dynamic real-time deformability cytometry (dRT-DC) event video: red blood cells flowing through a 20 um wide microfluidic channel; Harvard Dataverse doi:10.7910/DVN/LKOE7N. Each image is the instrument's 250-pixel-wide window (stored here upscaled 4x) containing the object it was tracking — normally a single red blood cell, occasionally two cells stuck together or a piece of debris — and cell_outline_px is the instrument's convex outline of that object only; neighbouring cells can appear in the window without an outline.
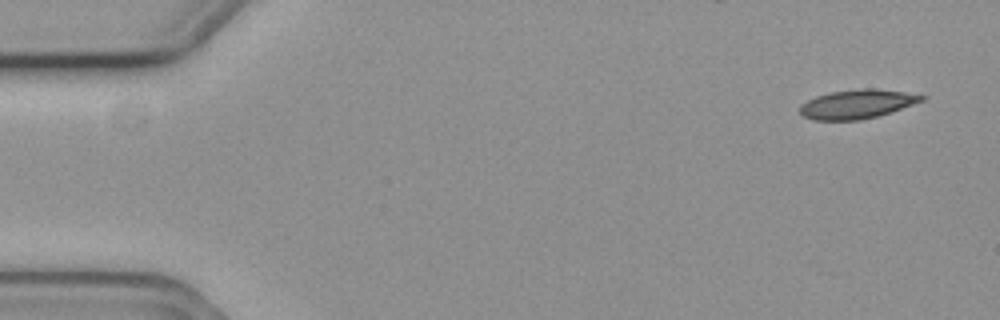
{"species": "common noctule bat (a hibernating species)", "species_latin": "Nyctalus noctula", "temperature_condition": "cold", "stored_images_in_passage": 5, "camera_frame_rate_fps": 3000, "um_per_image_px": 0.085, "animal": {"sex": "female", "body_mass_g": 19.3, "forearm_length_mm": 54.1}, "frame": {"image": 1, "passage_image": 1, "time_ms": 0.0, "image_size_px": [1000, 320], "cell_outline_px": [[928, 96], [924, 100], [876, 116], [860, 120], [812, 120], [804, 116], [800, 112], [800, 104], [816, 96], [828, 92], [860, 88], [872, 88], [904, 92]], "centroid_in_image_um": [72.81, 8.84], "position_along_channel_um": 12.2, "area_um2": 20.4}}
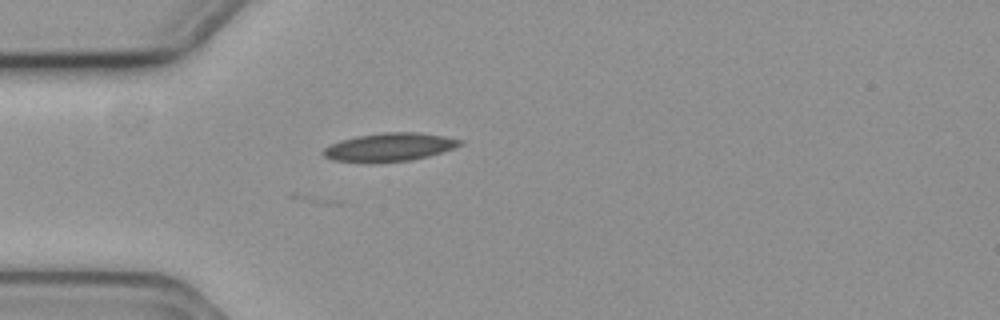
{"frame": {"image": 2, "passage_image": 4, "time_ms": 1.0, "image_size_px": [1000, 320], "cell_outline_px": [[464, 144], [428, 156], [408, 160], [332, 160], [324, 156], [320, 152], [324, 148], [340, 140], [356, 136], [380, 132], [420, 132], [444, 136], [464, 140]], "centroid_in_image_um": [33.14, 12.45], "position_along_channel_um": 51.9, "area_um2": 21.79}}